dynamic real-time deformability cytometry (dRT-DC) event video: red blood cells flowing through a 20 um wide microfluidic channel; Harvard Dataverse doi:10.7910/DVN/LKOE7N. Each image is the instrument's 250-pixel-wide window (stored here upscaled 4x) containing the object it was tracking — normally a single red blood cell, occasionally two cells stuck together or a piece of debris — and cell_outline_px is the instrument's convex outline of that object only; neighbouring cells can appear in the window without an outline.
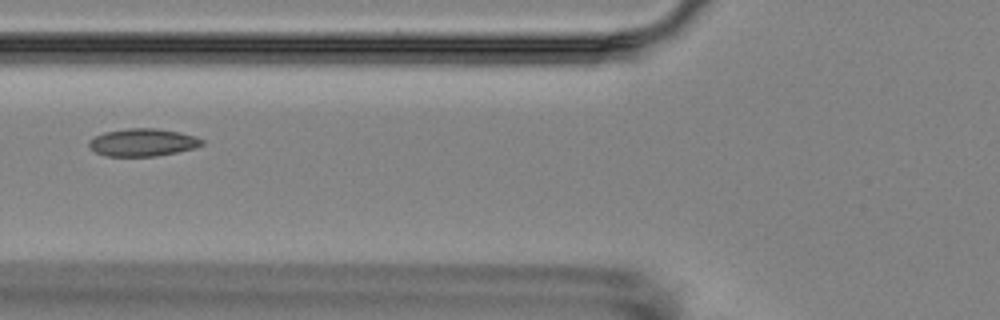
{"species": "Egyptian fruit bat (a non-hibernating species)", "species_latin": "Rousettus aegyptiacus", "temperature_condition": "room temperature", "stored_images_in_passage": 17, "camera_frame_rate_fps": 3000, "um_per_image_px": 0.085, "animal": {"sex": "female"}, "frame": {"image": 1, "passage_image": 7, "time_ms": 7.0, "image_size_px": [1000, 320], "cell_outline_px": [[204, 144], [196, 148], [156, 156], [108, 156], [96, 152], [88, 148], [88, 140], [104, 132], [128, 128], [156, 128], [180, 132], [196, 136], [204, 140]], "centroid_in_image_um": [12.14, 12.1], "position_along_channel_um": 113.7, "area_um2": 18.32}}
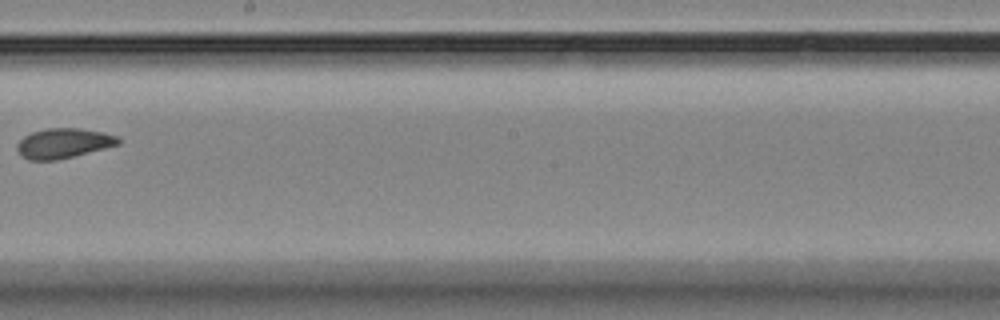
{"frame": {"image": 2, "passage_image": 10, "time_ms": 10.667, "image_size_px": [1000, 320], "cell_outline_px": [[120, 144], [56, 160], [28, 160], [20, 156], [16, 148], [16, 144], [24, 136], [32, 132], [44, 128], [80, 128], [104, 132], [116, 136], [120, 140]], "centroid_in_image_um": [5.35, 12.17], "position_along_channel_um": 242.9, "area_um2": 17.63}}
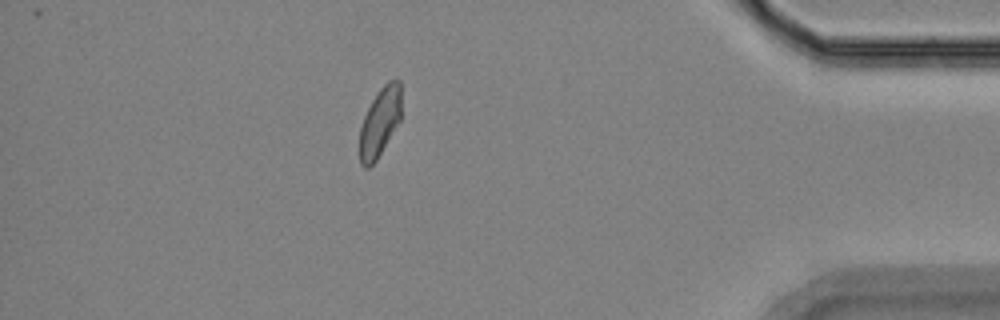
{"frame": {"image": 3, "passage_image": 15, "time_ms": 16.333, "image_size_px": [1000, 320], "cell_outline_px": [[400, 120], [376, 160], [368, 168], [364, 168], [360, 164], [360, 128], [364, 116], [372, 100], [380, 88], [388, 80], [400, 80]], "centroid_in_image_um": [32.27, 10.38], "position_along_channel_um": 402.9, "area_um2": 16.42}, "authors_computed_cell_mechanics": {"area_um2": 17.8602, "velocity_mm_per_s": 3.5353, "shape_relaxation_time_tau1_ms": 4.5766, "shape_relaxation_time_tau2_ms": 2.6618, "deformation_change_tau1": 0.1225, "deformation_change_tau2": 0.0769}}